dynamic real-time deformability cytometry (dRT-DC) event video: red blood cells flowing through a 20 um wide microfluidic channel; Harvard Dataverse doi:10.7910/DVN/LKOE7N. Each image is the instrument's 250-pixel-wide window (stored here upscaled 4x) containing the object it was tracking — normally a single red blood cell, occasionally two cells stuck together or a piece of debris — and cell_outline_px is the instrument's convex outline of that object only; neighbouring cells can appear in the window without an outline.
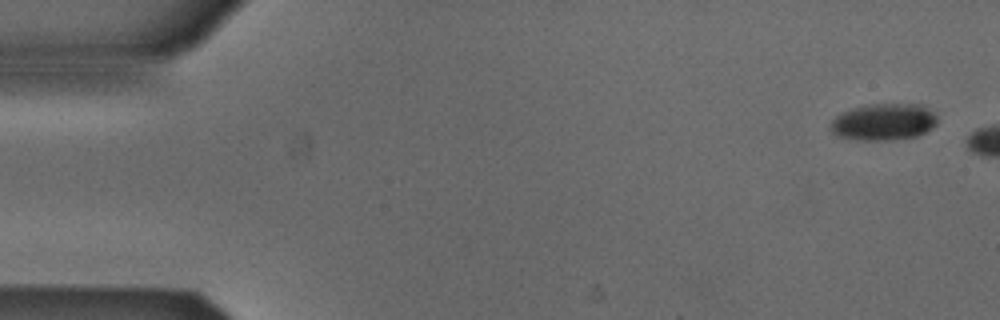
{"species": "Egyptian fruit bat (a non-hibernating species)", "species_latin": "Rousettus aegyptiacus", "temperature_condition": "cold", "stored_images_in_passage": 9, "camera_frame_rate_fps": 3000, "um_per_image_px": 0.085, "animal": {"sex": "male"}, "frame": {"image": 1, "passage_image": 1, "time_ms": 0.0, "image_size_px": [1000, 320], "cell_outline_px": [[936, 124], [932, 128], [916, 136], [880, 140], [864, 140], [836, 136], [828, 128], [832, 120], [836, 116], [844, 112], [856, 108], [872, 104], [920, 104], [932, 112], [936, 116]], "centroid_in_image_um": [75.09, 10.36], "position_along_channel_um": 9.9, "area_um2": 22.43}}
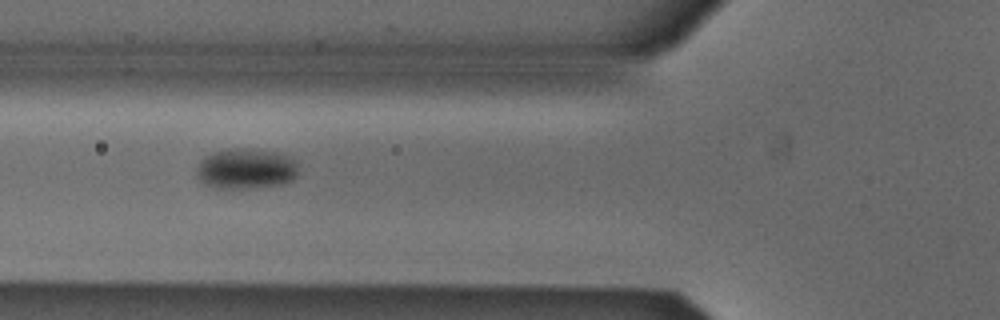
{"frame": {"image": 2, "passage_image": 7, "time_ms": 2.0, "image_size_px": [1000, 320], "cell_outline_px": [[296, 176], [292, 180], [284, 184], [248, 188], [212, 188], [204, 184], [196, 176], [196, 168], [200, 160], [204, 156], [212, 152], [236, 148], [240, 148], [276, 152], [288, 156], [296, 160]], "centroid_in_image_um": [20.86, 14.35], "position_along_channel_um": 104.9, "area_um2": 24.1}}
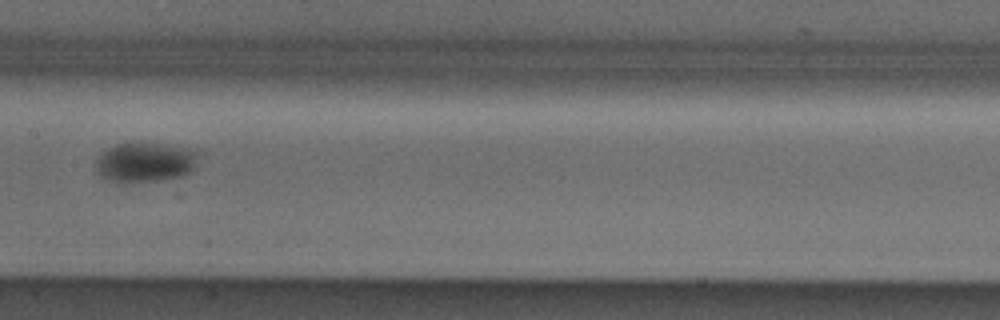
{"frame": {"image": 3, "passage_image": 9, "time_ms": 2.667, "image_size_px": [1000, 320], "cell_outline_px": [[200, 152], [196, 168], [192, 172], [184, 176], [164, 180], [128, 184], [120, 184], [104, 180], [96, 172], [96, 160], [108, 148], [116, 144], [160, 144], [196, 148]], "centroid_in_image_um": [12.4, 13.84], "position_along_channel_um": 195.0, "area_um2": 24.62}}